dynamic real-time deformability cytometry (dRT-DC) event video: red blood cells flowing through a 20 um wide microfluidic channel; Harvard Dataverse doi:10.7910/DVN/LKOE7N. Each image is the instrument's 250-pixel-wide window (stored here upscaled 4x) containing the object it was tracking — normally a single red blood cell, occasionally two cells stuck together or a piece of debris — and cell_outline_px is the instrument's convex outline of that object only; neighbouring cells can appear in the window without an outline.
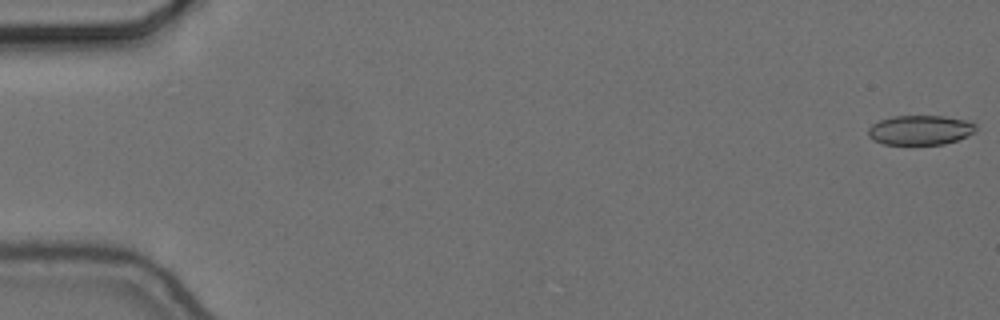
{"species": "common noctule bat (a hibernating species)", "species_latin": "Nyctalus noctula", "temperature_condition": "cold", "stored_images_in_passage": 56, "camera_frame_rate_fps": 3000, "um_per_image_px": 0.085, "animal": {"sex": "female", "body_mass_g": 24.6, "forearm_length_mm": 56.2}, "frame": {"image": 1, "passage_image": 1, "time_ms": 0.0, "image_size_px": [1000, 320], "cell_outline_px": [[976, 132], [968, 136], [944, 144], [884, 144], [872, 140], [868, 136], [868, 128], [872, 124], [880, 120], [892, 116], [944, 116], [972, 120], [976, 124]], "centroid_in_image_um": [78.25, 11.04], "position_along_channel_um": 6.7, "area_um2": 18.84}}
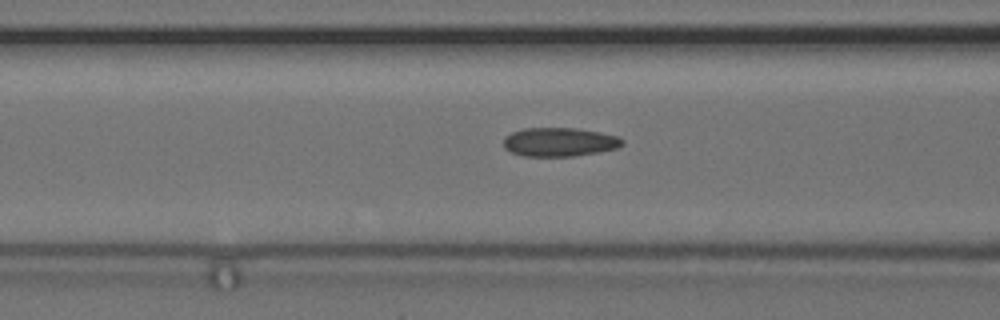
{"frame": {"image": 2, "passage_image": 23, "time_ms": 7.333, "image_size_px": [1000, 320], "cell_outline_px": [[624, 144], [616, 148], [596, 152], [572, 156], [524, 156], [512, 152], [504, 148], [504, 136], [512, 132], [524, 128], [576, 128], [600, 132], [620, 136], [624, 140]], "centroid_in_image_um": [47.56, 12.06], "position_along_channel_um": 119.0, "area_um2": 19.94}}
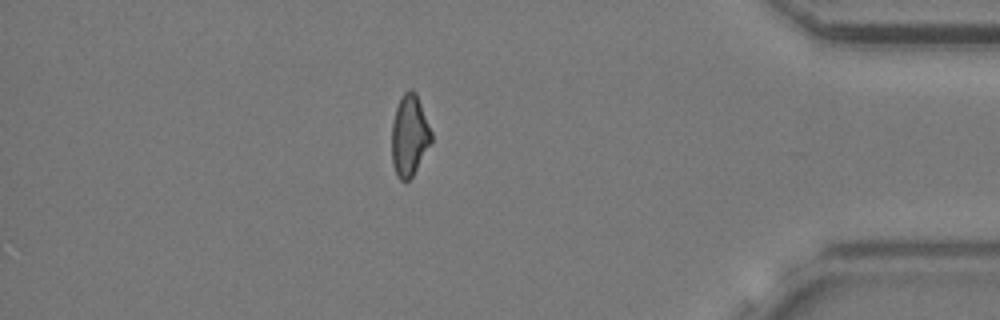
{"frame": {"image": 3, "passage_image": 49, "time_ms": 16.0, "image_size_px": [1000, 320], "cell_outline_px": [[432, 144], [412, 176], [408, 180], [400, 180], [396, 176], [392, 164], [392, 120], [400, 96], [408, 88], [412, 88], [416, 92], [432, 132]], "centroid_in_image_um": [34.8, 11.5], "position_along_channel_um": 400.4, "area_um2": 19.07}, "authors_computed_cell_mechanics": {"area_um2": 19.3341, "velocity_mm_per_s": 3.6756, "shape_relaxation_time_tau1_ms": null, "shape_relaxation_time_tau2_ms": 2.5002, "deformation_change_tau1": null, "deformation_change_tau2": 0.0964}}